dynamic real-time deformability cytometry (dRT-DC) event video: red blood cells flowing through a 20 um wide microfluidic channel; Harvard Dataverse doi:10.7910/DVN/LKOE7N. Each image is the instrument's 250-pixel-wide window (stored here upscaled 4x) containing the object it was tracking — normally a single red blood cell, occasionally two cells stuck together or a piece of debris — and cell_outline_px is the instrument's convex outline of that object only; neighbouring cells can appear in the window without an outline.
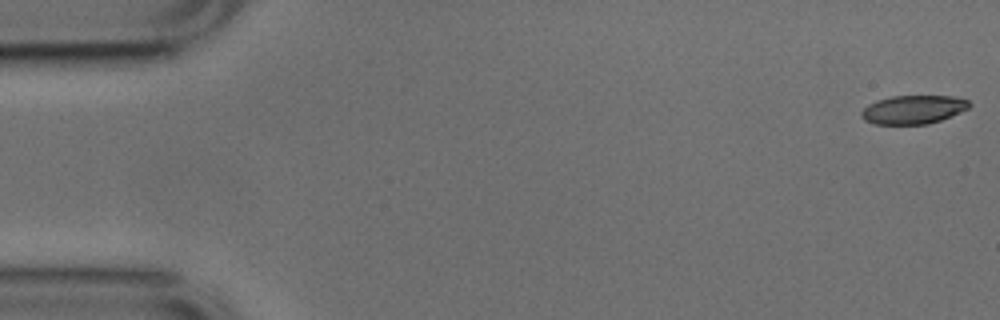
{"species": "common noctule bat (a hibernating species)", "species_latin": "Nyctalus noctula", "temperature_condition": "cold", "stored_images_in_passage": 52, "camera_frame_rate_fps": 3000, "um_per_image_px": 0.085, "animal": {"sex": "male", "body_mass_g": 17.9, "forearm_length_mm": 54.2}, "frame": {"image": 1, "passage_image": 1, "time_ms": 0.0, "image_size_px": [1000, 320], "cell_outline_px": [[972, 104], [968, 108], [960, 112], [940, 120], [928, 124], [876, 124], [864, 120], [860, 116], [860, 112], [868, 104], [876, 100], [892, 96], [952, 96], [968, 100]], "centroid_in_image_um": [77.6, 9.31], "position_along_channel_um": 7.4, "area_um2": 17.98}}
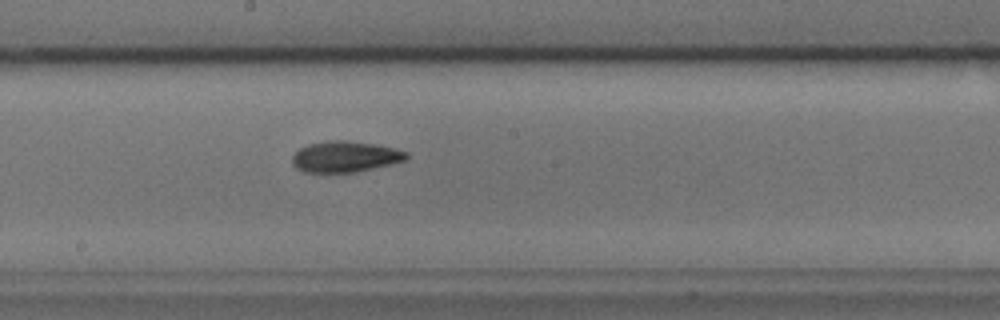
{"frame": {"image": 2, "passage_image": 28, "time_ms": 9.0, "image_size_px": [1000, 320], "cell_outline_px": [[408, 156], [404, 160], [392, 164], [356, 172], [304, 172], [296, 168], [292, 164], [292, 156], [300, 148], [308, 144], [332, 140], [344, 140], [376, 144], [408, 152]], "centroid_in_image_um": [29.32, 13.32], "position_along_channel_um": 218.9, "area_um2": 20.52}}
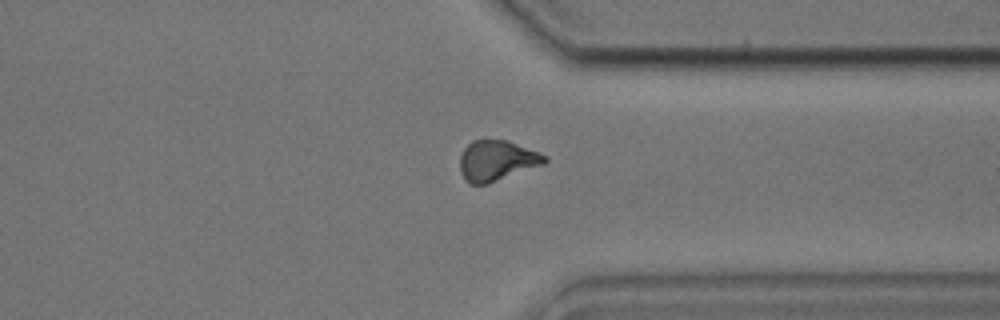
{"frame": {"image": 3, "passage_image": 40, "time_ms": 13.0, "image_size_px": [1000, 320], "cell_outline_px": [[548, 160], [544, 164], [488, 184], [468, 184], [464, 180], [460, 172], [460, 156], [464, 148], [472, 140], [484, 136], [508, 140], [540, 152], [548, 156]], "centroid_in_image_um": [42.21, 13.61], "position_along_channel_um": 369.2, "area_um2": 20.75}, "authors_computed_cell_mechanics": {"area_um2": 19.9988, "velocity_mm_per_s": 3.798, "shape_relaxation_time_tau1_ms": 4.6335, "shape_relaxation_time_tau2_ms": 5.8557, "deformation_change_tau1": 0.1375, "deformation_change_tau2": 0.1223}}